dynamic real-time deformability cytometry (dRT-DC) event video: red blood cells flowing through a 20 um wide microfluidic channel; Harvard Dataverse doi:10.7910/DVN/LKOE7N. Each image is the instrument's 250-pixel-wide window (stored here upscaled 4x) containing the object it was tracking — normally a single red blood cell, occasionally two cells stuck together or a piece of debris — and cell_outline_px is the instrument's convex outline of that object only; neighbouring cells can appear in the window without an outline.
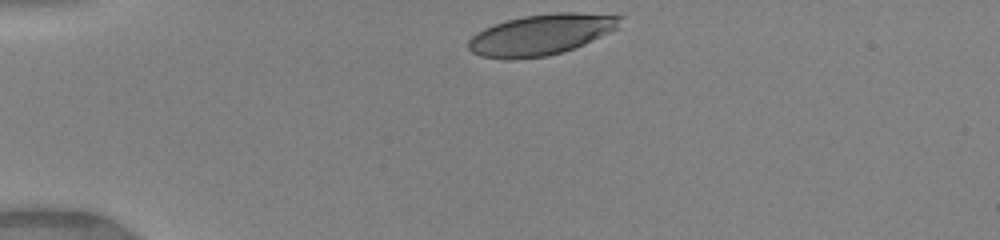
{"species": "human", "species_latin": "Homo sapiens", "temperature_condition": "warm", "stored_images_in_passage": 34, "camera_frame_rate_fps": 3000, "um_per_image_px": 0.085, "donor": {"sex": "female"}, "frame": {"image": 1, "passage_image": 1, "time_ms": 0.0, "image_size_px": [1000, 240], "cell_outline_px": [[624, 16], [616, 28], [584, 44], [548, 56], [512, 60], [504, 60], [480, 56], [472, 52], [468, 48], [468, 40], [476, 32], [492, 24], [524, 16], [556, 12], [572, 12]], "centroid_in_image_um": [45.92, 2.95], "position_along_channel_um": 39.1, "area_um2": 35.95}}
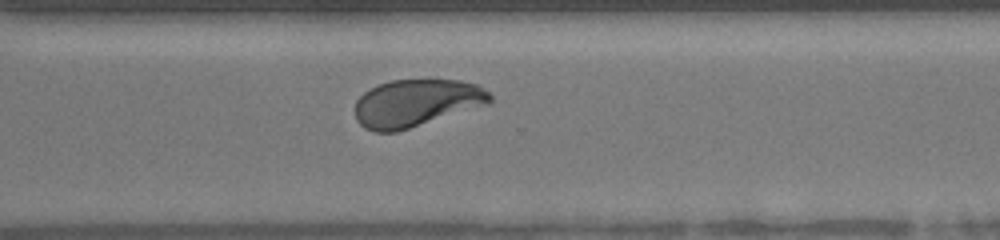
{"frame": {"image": 2, "passage_image": 26, "time_ms": 8.333, "image_size_px": [1000, 240], "cell_outline_px": [[492, 104], [396, 132], [376, 132], [364, 128], [356, 120], [356, 100], [364, 92], [380, 84], [392, 80], [460, 80], [480, 84], [492, 96]], "centroid_in_image_um": [35.44, 8.76], "position_along_channel_um": 335.2, "area_um2": 37.57}}
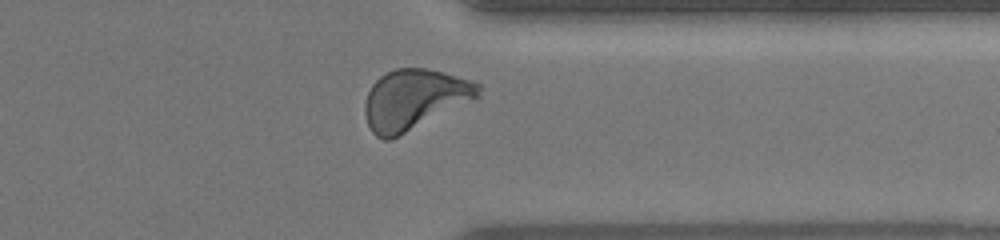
{"frame": {"image": 3, "passage_image": 29, "time_ms": 9.333, "image_size_px": [1000, 240], "cell_outline_px": [[480, 96], [392, 140], [384, 140], [376, 136], [372, 132], [368, 124], [364, 112], [364, 104], [368, 92], [372, 84], [380, 76], [396, 68], [424, 68], [440, 72], [468, 80], [480, 84]], "centroid_in_image_um": [35.16, 8.47], "position_along_channel_um": 376.2, "area_um2": 39.42}, "authors_computed_cell_mechanics": {"area_um2": 37.7145, "velocity_mm_per_s": 4.1078, "shape_relaxation_time_tau1_ms": 2.6673, "shape_relaxation_time_tau2_ms": null, "deformation_change_tau1": 0.1653, "deformation_change_tau2": null}}